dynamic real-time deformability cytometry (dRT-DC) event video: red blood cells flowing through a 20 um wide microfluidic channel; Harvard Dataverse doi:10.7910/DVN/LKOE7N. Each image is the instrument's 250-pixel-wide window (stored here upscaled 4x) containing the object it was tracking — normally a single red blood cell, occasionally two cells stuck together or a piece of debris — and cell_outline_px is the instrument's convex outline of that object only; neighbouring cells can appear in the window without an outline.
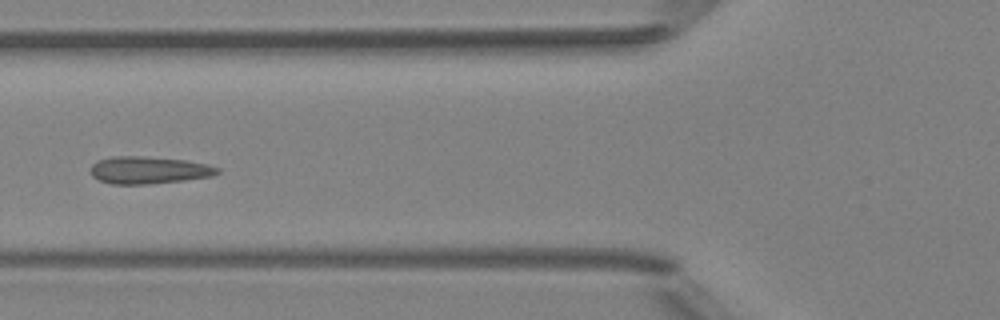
{"species": "Egyptian fruit bat (a non-hibernating species)", "species_latin": "Rousettus aegyptiacus", "temperature_condition": "room temperature", "stored_images_in_passage": 6, "camera_frame_rate_fps": 3000, "um_per_image_px": 0.085, "animal": {"sex": "female"}, "frame": {"image": 1, "passage_image": 6, "time_ms": 5.667, "image_size_px": [1000, 320], "cell_outline_px": [[220, 172], [212, 176], [184, 180], [148, 184], [112, 184], [100, 180], [92, 176], [92, 164], [96, 160], [112, 156], [140, 156], [184, 160], [208, 164], [220, 168]], "centroid_in_image_um": [12.65, 14.45], "position_along_channel_um": 113.2, "area_um2": 20.11}}